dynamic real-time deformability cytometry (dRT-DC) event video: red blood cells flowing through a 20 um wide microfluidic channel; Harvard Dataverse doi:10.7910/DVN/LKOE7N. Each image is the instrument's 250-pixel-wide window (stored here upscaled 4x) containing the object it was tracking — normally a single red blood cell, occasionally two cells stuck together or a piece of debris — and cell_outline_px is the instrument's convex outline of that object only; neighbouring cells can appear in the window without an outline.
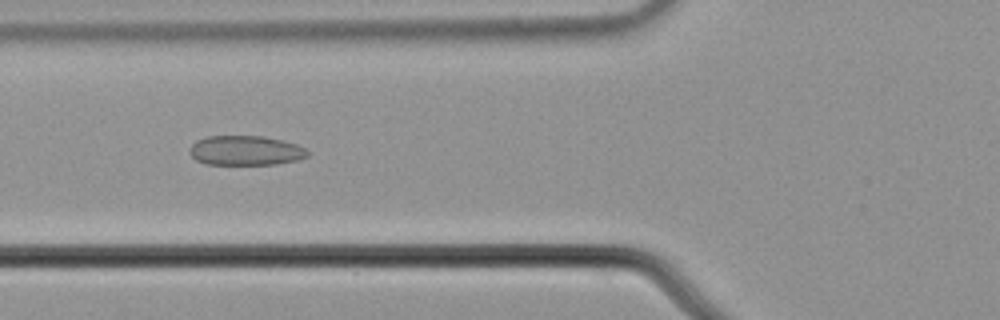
{"species": "common noctule bat (a hibernating species)", "species_latin": "Nyctalus noctula", "temperature_condition": "cold", "stored_images_in_passage": 56, "camera_frame_rate_fps": 3000, "um_per_image_px": 0.085, "animal": {"sex": "male", "body_mass_g": 21.5, "forearm_length_mm": 52.0}, "frame": {"image": 1, "passage_image": 22, "time_ms": 7.0, "image_size_px": [1000, 320], "cell_outline_px": [[308, 156], [296, 160], [276, 164], [204, 164], [196, 160], [188, 152], [192, 144], [196, 140], [208, 136], [264, 136], [284, 140], [296, 144], [304, 148], [308, 152]], "centroid_in_image_um": [20.85, 12.79], "position_along_channel_um": 104.9, "area_um2": 20.4}}
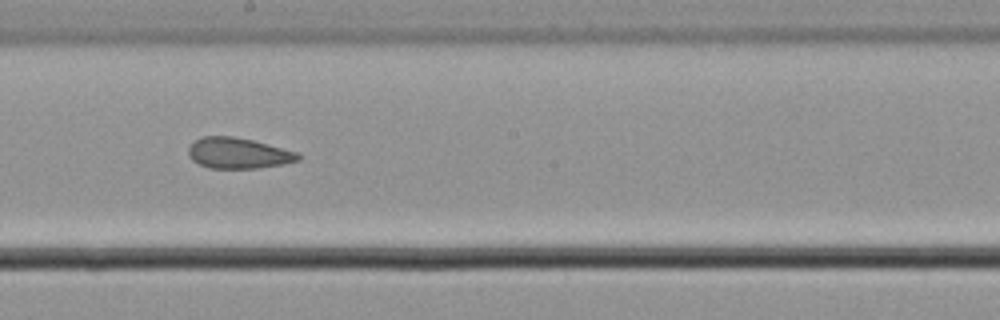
{"frame": {"image": 2, "passage_image": 32, "time_ms": 10.333, "image_size_px": [1000, 320], "cell_outline_px": [[300, 160], [284, 164], [256, 168], [208, 168], [192, 160], [188, 156], [188, 148], [196, 140], [204, 136], [232, 136], [252, 140], [296, 152], [300, 156]], "centroid_in_image_um": [20.23, 13.02], "position_along_channel_um": 228.0, "area_um2": 19.48}}
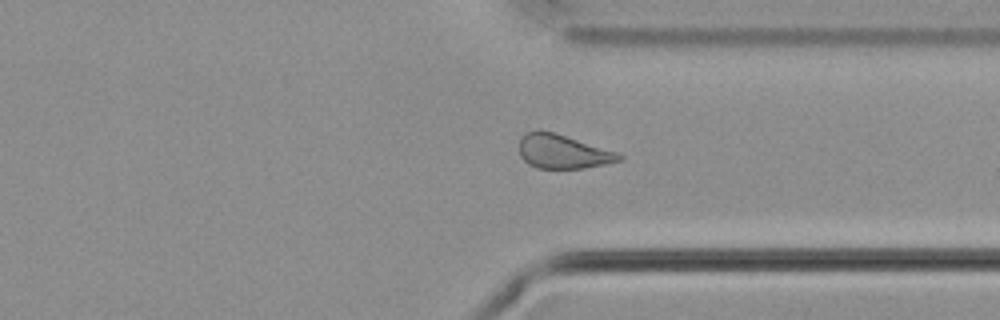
{"frame": {"image": 3, "passage_image": 43, "time_ms": 14.0, "image_size_px": [1000, 320], "cell_outline_px": [[624, 160], [584, 168], [536, 168], [528, 164], [520, 156], [520, 136], [524, 132], [552, 132], [616, 152], [624, 156]], "centroid_in_image_um": [47.83, 12.91], "position_along_channel_um": 363.6, "area_um2": 19.36}, "authors_computed_cell_mechanics": {"area_um2": 21.0392, "velocity_mm_per_s": 3.6846, "shape_relaxation_time_tau1_ms": null, "shape_relaxation_time_tau2_ms": 3.1062, "deformation_change_tau1": null, "deformation_change_tau2": 0.0906}}